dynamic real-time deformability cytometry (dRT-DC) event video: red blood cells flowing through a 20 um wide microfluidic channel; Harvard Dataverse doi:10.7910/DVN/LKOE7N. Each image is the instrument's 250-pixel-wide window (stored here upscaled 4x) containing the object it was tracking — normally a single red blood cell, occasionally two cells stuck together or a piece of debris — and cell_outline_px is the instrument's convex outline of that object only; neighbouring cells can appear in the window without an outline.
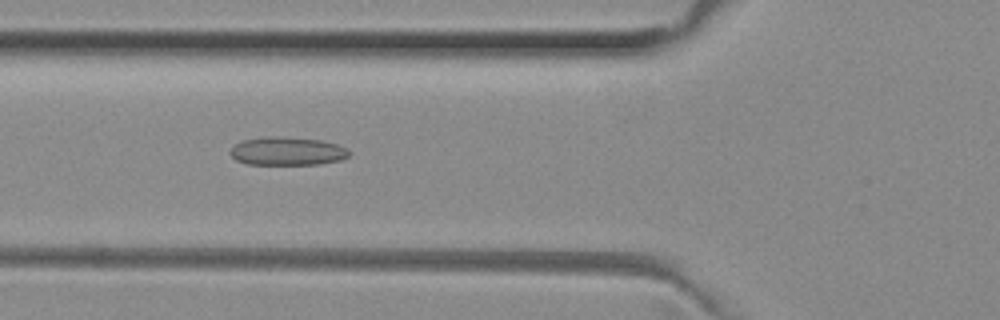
{"species": "common noctule bat (a hibernating species)", "species_latin": "Nyctalus noctula", "temperature_condition": "room temperature", "stored_images_in_passage": 50, "camera_frame_rate_fps": 3000, "um_per_image_px": 0.085, "animal": {"sex": "female", "body_mass_g": 29.2, "forearm_length_mm": 56.3}, "frame": {"image": 1, "passage_image": 18, "time_ms": 5.667, "image_size_px": [1000, 320], "cell_outline_px": [[352, 152], [348, 156], [340, 160], [320, 164], [248, 164], [236, 160], [232, 156], [232, 148], [236, 144], [244, 140], [264, 136], [280, 136], [320, 140], [336, 144], [348, 148]], "centroid_in_image_um": [24.46, 12.84], "position_along_channel_um": 101.3, "area_um2": 19.54}}
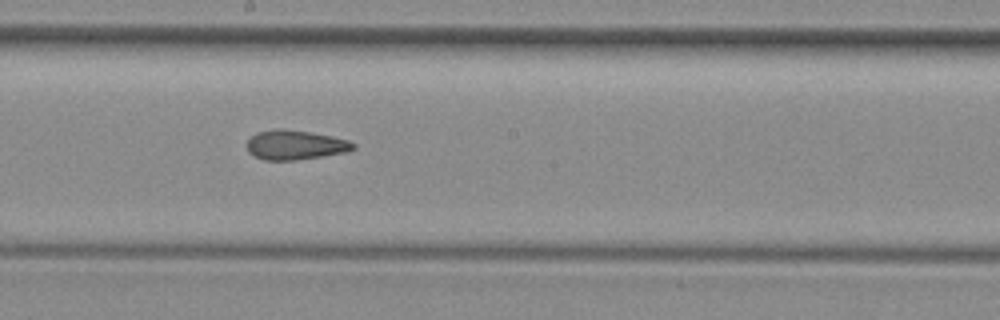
{"frame": {"image": 2, "passage_image": 27, "time_ms": 8.667, "image_size_px": [1000, 320], "cell_outline_px": [[356, 148], [348, 152], [296, 160], [264, 160], [248, 152], [248, 140], [256, 132], [280, 128], [308, 132], [332, 136], [348, 140], [356, 144]], "centroid_in_image_um": [25.12, 12.32], "position_along_channel_um": 223.1, "area_um2": 18.21}}
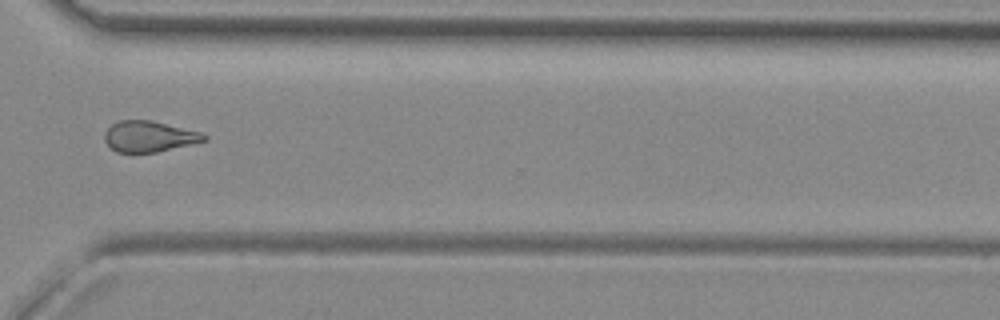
{"frame": {"image": 3, "passage_image": 37, "time_ms": 12.0, "image_size_px": [1000, 320], "cell_outline_px": [[208, 140], [156, 152], [116, 152], [104, 140], [104, 132], [112, 124], [120, 120], [152, 120], [204, 132], [208, 136]], "centroid_in_image_um": [12.72, 11.58], "position_along_channel_um": 357.9, "area_um2": 18.03}, "authors_computed_cell_mechanics": {"area_um2": 19.0451, "velocity_mm_per_s": 4.0485, "shape_relaxation_time_tau1_ms": null, "shape_relaxation_time_tau2_ms": 2.9091, "deformation_change_tau1": null, "deformation_change_tau2": 0.1131}}